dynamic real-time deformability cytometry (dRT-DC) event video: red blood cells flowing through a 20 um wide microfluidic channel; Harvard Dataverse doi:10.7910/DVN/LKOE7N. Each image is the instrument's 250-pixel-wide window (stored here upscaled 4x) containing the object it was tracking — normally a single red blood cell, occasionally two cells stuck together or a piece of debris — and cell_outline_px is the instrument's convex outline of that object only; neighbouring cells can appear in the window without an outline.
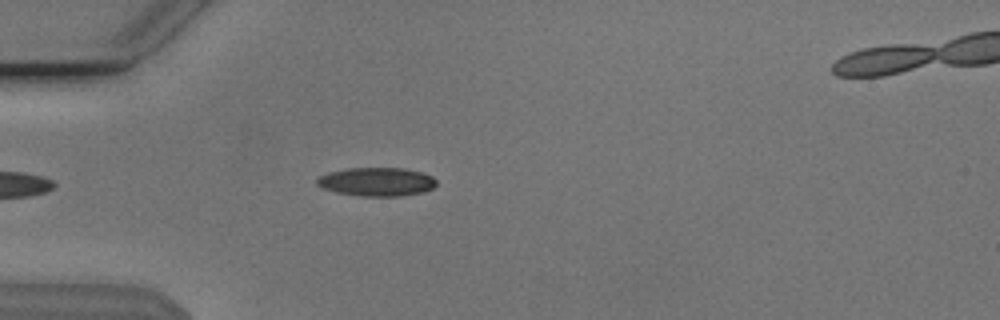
{"species": "Egyptian fruit bat (a non-hibernating species)", "species_latin": "Rousettus aegyptiacus", "temperature_condition": "cold", "stored_images_in_passage": 38, "camera_frame_rate_fps": 3000, "um_per_image_px": 0.085, "animal": {"sex": "male"}, "frame": {"image": 1, "passage_image": 3, "time_ms": 0.667, "image_size_px": [1000, 320], "cell_outline_px": [[436, 184], [432, 188], [424, 192], [400, 196], [360, 196], [336, 192], [324, 188], [316, 184], [316, 180], [320, 176], [328, 172], [348, 168], [404, 168], [420, 172], [432, 176], [436, 180]], "centroid_in_image_um": [32.02, 15.45], "position_along_channel_um": 53.0, "area_um2": 19.88}}
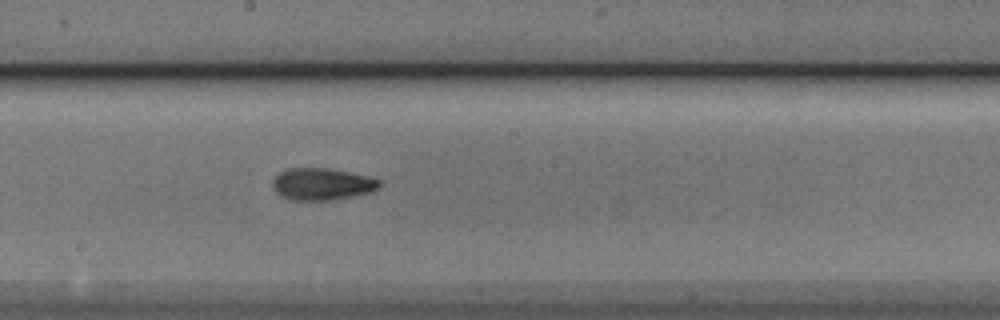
{"frame": {"image": 2, "passage_image": 17, "time_ms": 5.333, "image_size_px": [1000, 320], "cell_outline_px": [[380, 188], [368, 192], [352, 196], [332, 200], [288, 200], [276, 192], [272, 184], [272, 180], [280, 172], [288, 168], [328, 168], [368, 176], [380, 180]], "centroid_in_image_um": [27.35, 15.65], "position_along_channel_um": 220.9, "area_um2": 19.83}}
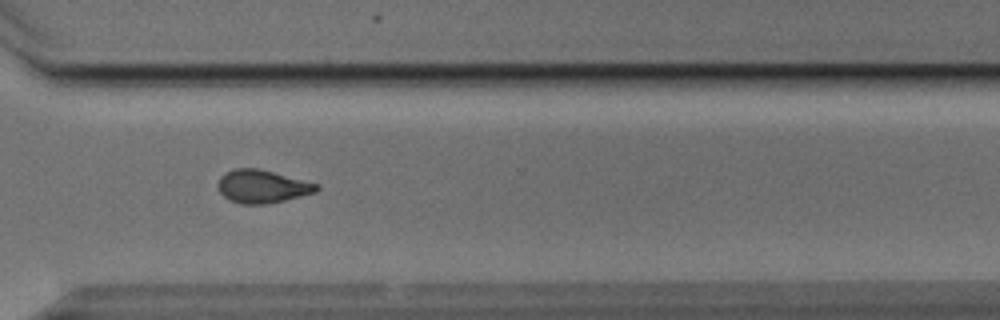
{"frame": {"image": 3, "passage_image": 27, "time_ms": 8.667, "image_size_px": [1000, 320], "cell_outline_px": [[320, 188], [316, 192], [268, 204], [240, 204], [228, 200], [220, 192], [216, 184], [220, 176], [224, 172], [236, 168], [260, 168], [320, 184]], "centroid_in_image_um": [22.27, 15.84], "position_along_channel_um": 348.3, "area_um2": 19.31}, "authors_computed_cell_mechanics": {"area_um2": 19.2763, "velocity_mm_per_s": 3.8383, "shape_relaxation_time_tau1_ms": 4.0144, "shape_relaxation_time_tau2_ms": 3.1255, "deformation_change_tau1": 0.124, "deformation_change_tau2": 0.0939}}